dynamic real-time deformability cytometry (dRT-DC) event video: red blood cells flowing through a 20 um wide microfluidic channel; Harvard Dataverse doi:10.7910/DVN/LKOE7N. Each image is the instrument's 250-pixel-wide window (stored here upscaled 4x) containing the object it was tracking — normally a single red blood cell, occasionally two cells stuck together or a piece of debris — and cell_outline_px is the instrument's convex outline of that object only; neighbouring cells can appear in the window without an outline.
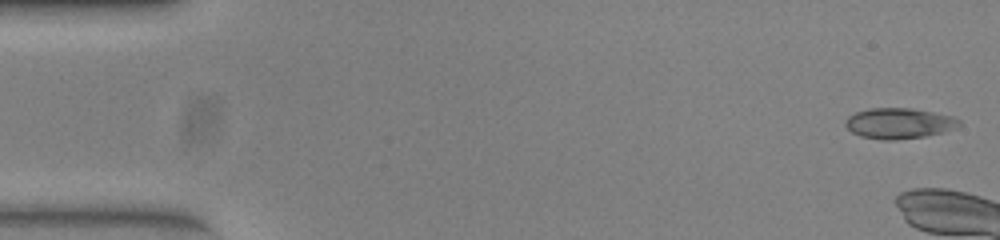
{"species": "common noctule bat (a hibernating species)", "species_latin": "Nyctalus noctula", "temperature_condition": "warm", "stored_images_in_passage": 15, "camera_frame_rate_fps": 3000, "um_per_image_px": 0.085, "animal": {"sex": "female", "body_mass_g": 23.0, "forearm_length_mm": 53.4}, "frame": {"image": 1, "passage_image": 1, "time_ms": 0.0, "image_size_px": [1000, 240], "cell_outline_px": [[960, 124], [956, 128], [944, 132], [924, 136], [896, 140], [884, 140], [860, 136], [852, 132], [844, 124], [844, 120], [848, 116], [856, 112], [868, 108], [912, 108], [956, 116], [960, 120]], "centroid_in_image_um": [76.43, 10.47], "position_along_channel_um": 8.6, "area_um2": 20.52}}
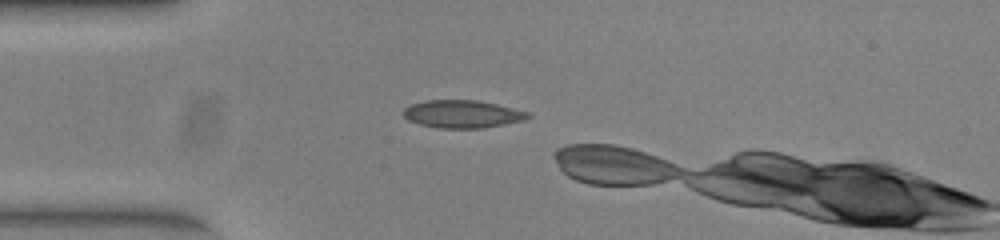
{"frame": {"image": 2, "passage_image": 13, "time_ms": 4.0, "image_size_px": [1000, 240], "cell_outline_px": [[532, 116], [524, 120], [504, 124], [480, 128], [436, 128], [420, 124], [408, 120], [404, 116], [404, 108], [408, 104], [424, 100], [480, 100], [528, 112]], "centroid_in_image_um": [39.26, 9.68], "position_along_channel_um": 45.7, "area_um2": 20.17}}